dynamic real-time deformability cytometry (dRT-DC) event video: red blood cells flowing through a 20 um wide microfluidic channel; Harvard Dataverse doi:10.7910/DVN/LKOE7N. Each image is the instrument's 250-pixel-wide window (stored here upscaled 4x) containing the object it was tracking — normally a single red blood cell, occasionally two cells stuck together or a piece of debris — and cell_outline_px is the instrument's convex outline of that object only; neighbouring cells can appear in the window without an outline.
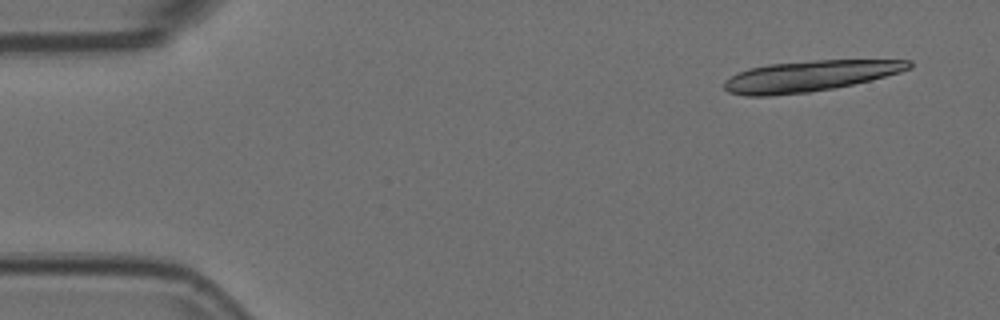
{"species": "Egyptian fruit bat (a non-hibernating species)", "species_latin": "Rousettus aegyptiacus", "temperature_condition": "room temperature", "stored_images_in_passage": 6, "segment_of_instrument_passage": [1, 2], "camera_frame_rate_fps": 3000, "um_per_image_px": 0.085, "animal": {"sex": "female"}, "frame": {"image": 1, "passage_image": 1, "time_ms": 0.0, "image_size_px": [1000, 320], "cell_outline_px": [[912, 68], [900, 72], [852, 84], [832, 88], [808, 92], [768, 96], [744, 96], [728, 92], [724, 88], [724, 80], [736, 72], [748, 68], [768, 64], [812, 60], [912, 60]], "centroid_in_image_um": [68.75, 6.46], "position_along_channel_um": 16.2, "area_um2": 33.18}}